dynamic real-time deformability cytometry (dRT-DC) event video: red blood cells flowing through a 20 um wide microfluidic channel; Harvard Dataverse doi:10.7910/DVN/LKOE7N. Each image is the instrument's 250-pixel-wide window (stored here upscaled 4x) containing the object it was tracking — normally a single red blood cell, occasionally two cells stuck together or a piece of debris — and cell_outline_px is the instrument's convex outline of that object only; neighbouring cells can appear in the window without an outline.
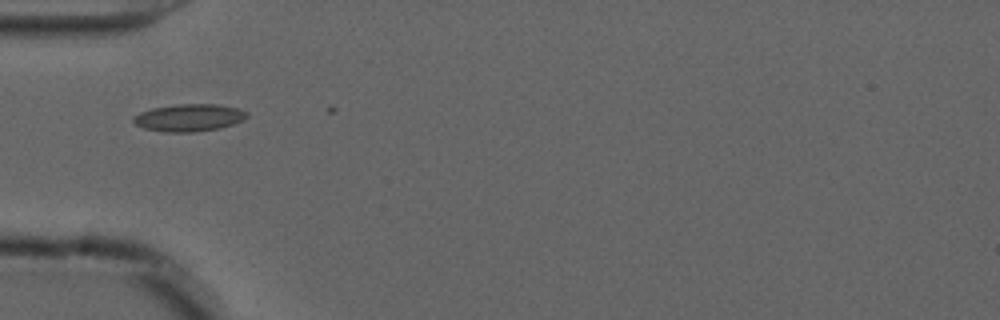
{"species": "common noctule bat (a hibernating species)", "species_latin": "Nyctalus noctula", "temperature_condition": "cold", "stored_images_in_passage": 2, "camera_frame_rate_fps": 3000, "um_per_image_px": 0.085, "animal": {"sex": "male", "forearm_length_mm": 52.5}, "frame": {"image": 1, "passage_image": 1, "time_ms": 0.0, "image_size_px": [1000, 320], "cell_outline_px": [[248, 116], [244, 120], [220, 128], [196, 132], [164, 132], [144, 128], [136, 124], [132, 120], [132, 116], [140, 112], [152, 108], [176, 104], [220, 104], [236, 108], [248, 112]], "centroid_in_image_um": [16.07, 10.0], "position_along_channel_um": 68.9, "area_um2": 18.21}}